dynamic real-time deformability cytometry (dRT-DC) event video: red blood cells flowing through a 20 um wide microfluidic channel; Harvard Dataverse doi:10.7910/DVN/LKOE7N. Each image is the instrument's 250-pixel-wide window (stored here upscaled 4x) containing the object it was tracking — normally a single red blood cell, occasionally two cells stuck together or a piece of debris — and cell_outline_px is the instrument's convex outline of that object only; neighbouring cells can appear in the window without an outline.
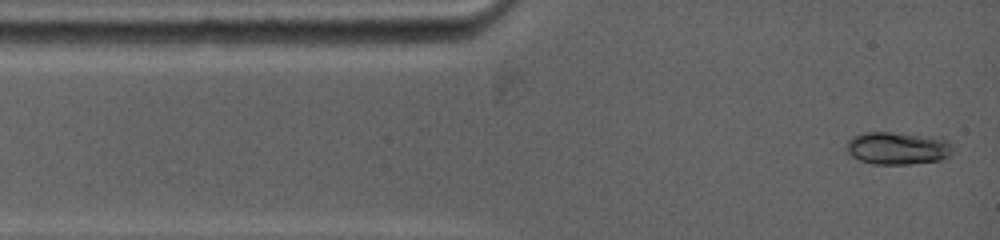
{"species": "common noctule bat (a hibernating species)", "species_latin": "Nyctalus noctula", "temperature_condition": "warm", "stored_images_in_passage": 52, "camera_frame_rate_fps": 5000, "um_per_image_px": 0.085, "animal": {"sex": "female", "body_mass_g": 19.0, "forearm_length_mm": 53.3}, "frame": {"image": 1, "passage_image": 1, "time_ms": 0.0, "image_size_px": [1000, 240], "cell_outline_px": [[952, 152], [944, 160], [908, 164], [872, 164], [860, 160], [852, 156], [844, 148], [844, 144], [852, 136], [864, 132], [892, 132], [932, 136], [948, 140], [952, 144]], "centroid_in_image_um": [76.28, 12.59], "position_along_channel_um": 8.7, "area_um2": 20.58}}
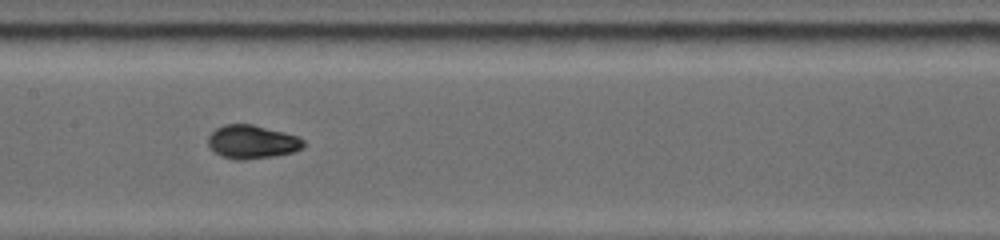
{"frame": {"image": 2, "passage_image": 19, "time_ms": 5.6, "image_size_px": [1000, 240], "cell_outline_px": [[304, 148], [292, 152], [272, 156], [244, 160], [236, 160], [220, 156], [208, 144], [208, 136], [216, 128], [224, 124], [252, 124], [284, 132], [296, 136], [304, 140]], "centroid_in_image_um": [21.42, 12.06], "position_along_channel_um": 186.0, "area_um2": 18.55}}
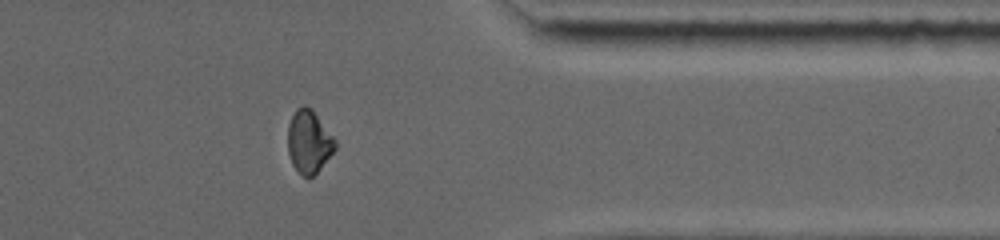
{"frame": {"image": 3, "passage_image": 36, "time_ms": 11.0, "image_size_px": [1000, 240], "cell_outline_px": [[336, 148], [320, 168], [308, 180], [292, 164], [288, 152], [288, 124], [296, 108], [304, 104], [312, 108], [336, 140]], "centroid_in_image_um": [26.25, 12.01], "position_along_channel_um": 385.1, "area_um2": 17.34}, "authors_computed_cell_mechanics": {"area_um2": 18.0625, "velocity_mm_per_s": 3.9078, "shape_relaxation_time_tau1_ms": 7.6469, "shape_relaxation_time_tau2_ms": null, "deformation_change_tau1": 0.2615, "deformation_change_tau2": null}}